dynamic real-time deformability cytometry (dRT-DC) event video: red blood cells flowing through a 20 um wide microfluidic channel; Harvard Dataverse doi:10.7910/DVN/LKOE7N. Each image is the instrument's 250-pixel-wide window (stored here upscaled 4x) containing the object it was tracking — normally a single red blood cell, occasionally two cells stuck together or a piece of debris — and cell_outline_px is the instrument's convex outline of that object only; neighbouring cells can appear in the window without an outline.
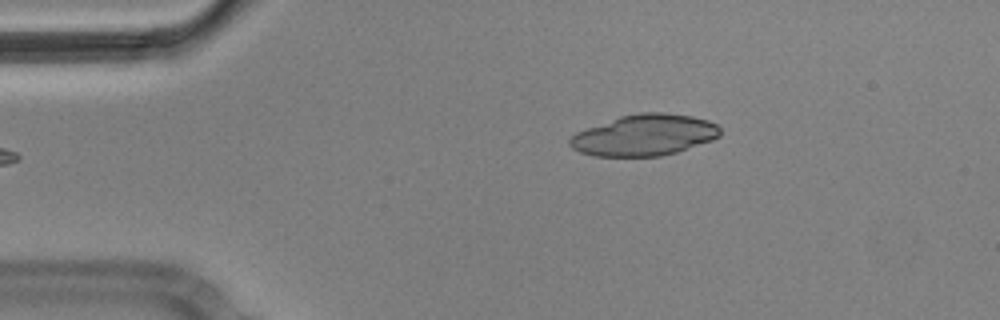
{"species": "Egyptian fruit bat (a non-hibernating species)", "species_latin": "Rousettus aegyptiacus", "temperature_condition": "cold", "stored_images_in_passage": 5, "segment_of_instrument_passage": [2, 2], "camera_frame_rate_fps": 3000, "um_per_image_px": 0.085, "animal": {"sex": "male"}, "frame": {"image": 1, "passage_image": 5, "time_ms": 1.333, "image_size_px": [1000, 320], "cell_outline_px": [[720, 136], [712, 140], [676, 152], [660, 156], [592, 156], [580, 152], [572, 148], [568, 144], [568, 140], [576, 132], [620, 116], [640, 112], [664, 112], [692, 116], [708, 120], [716, 124], [720, 128]], "centroid_in_image_um": [54.76, 11.48], "position_along_channel_um": 30.2, "area_um2": 36.07}}